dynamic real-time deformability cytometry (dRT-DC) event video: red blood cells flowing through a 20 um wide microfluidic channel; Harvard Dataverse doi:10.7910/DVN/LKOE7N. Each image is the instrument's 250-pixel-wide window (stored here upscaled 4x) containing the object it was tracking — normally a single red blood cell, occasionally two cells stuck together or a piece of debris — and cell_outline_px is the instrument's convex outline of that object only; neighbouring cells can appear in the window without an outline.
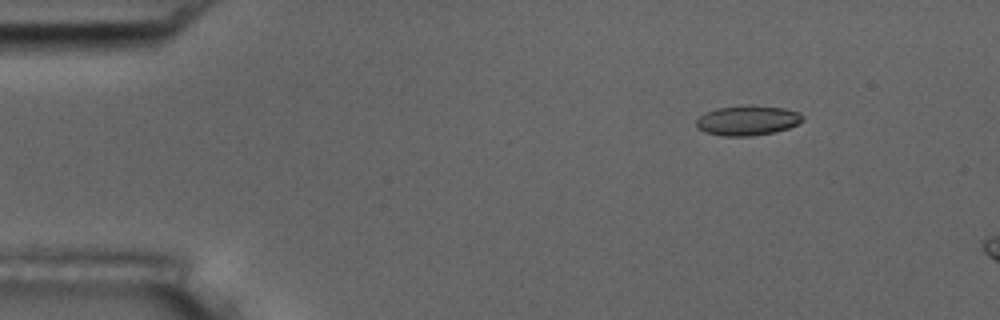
{"species": "common noctule bat (a hibernating species)", "species_latin": "Nyctalus noctula", "temperature_condition": "room temperature", "stored_images_in_passage": 4, "camera_frame_rate_fps": 3000, "um_per_image_px": 0.085, "animal": {"sex": "male", "body_mass_g": 17.5, "forearm_length_mm": 52.3}, "frame": {"image": 1, "passage_image": 1, "time_ms": 0.0, "image_size_px": [1000, 320], "cell_outline_px": [[804, 120], [788, 128], [776, 132], [752, 136], [724, 136], [704, 132], [696, 128], [696, 120], [704, 112], [716, 108], [748, 104], [752, 104], [784, 108], [800, 112], [804, 116]], "centroid_in_image_um": [63.53, 10.22], "position_along_channel_um": 21.5, "area_um2": 18.96}}